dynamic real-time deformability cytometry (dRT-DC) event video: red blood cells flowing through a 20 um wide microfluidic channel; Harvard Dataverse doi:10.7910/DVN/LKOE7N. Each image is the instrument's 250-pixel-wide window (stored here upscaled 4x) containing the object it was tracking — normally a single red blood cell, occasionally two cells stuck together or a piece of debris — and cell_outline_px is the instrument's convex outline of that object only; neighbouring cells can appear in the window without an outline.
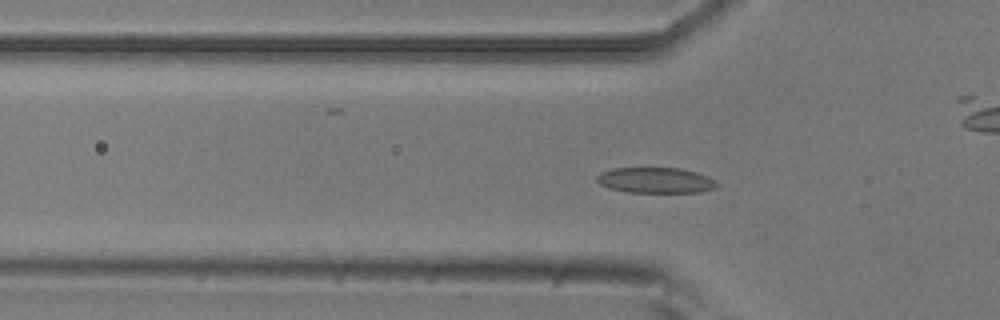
{"species": "common noctule bat (a hibernating species)", "species_latin": "Nyctalus noctula", "temperature_condition": "room temperature", "stored_images_in_passage": 7, "camera_frame_rate_fps": 3000, "um_per_image_px": 0.085, "animal": {"sex": "male", "body_mass_g": 20.5, "forearm_length_mm": 52.5}, "frame": {"image": 1, "passage_image": 4, "time_ms": 1.0, "image_size_px": [1000, 320], "cell_outline_px": [[716, 188], [700, 192], [628, 192], [608, 188], [600, 184], [596, 180], [596, 176], [600, 172], [612, 168], [680, 168], [696, 172], [708, 176], [716, 184]], "centroid_in_image_um": [55.67, 15.32], "position_along_channel_um": 70.1, "area_um2": 17.86}}